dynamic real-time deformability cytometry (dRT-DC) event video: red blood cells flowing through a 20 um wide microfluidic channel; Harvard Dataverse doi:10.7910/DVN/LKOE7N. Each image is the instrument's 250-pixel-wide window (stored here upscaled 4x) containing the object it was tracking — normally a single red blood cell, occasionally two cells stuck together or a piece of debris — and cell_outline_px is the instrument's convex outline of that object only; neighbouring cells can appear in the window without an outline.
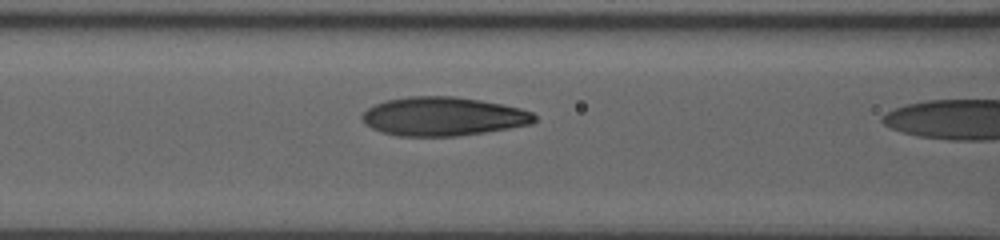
{"species": "human", "species_latin": "Homo sapiens", "temperature_condition": "room temperature", "stored_images_in_passage": 27, "camera_frame_rate_fps": 3000, "um_per_image_px": 0.085, "donor": {"sex": "male"}, "frame": {"image": 1, "passage_image": 23, "time_ms": 7.333, "image_size_px": [1000, 240], "cell_outline_px": [[536, 120], [532, 124], [484, 132], [456, 136], [400, 136], [380, 132], [364, 124], [360, 116], [368, 108], [384, 100], [408, 96], [452, 96], [480, 100], [520, 108], [532, 112], [536, 116]], "centroid_in_image_um": [37.63, 9.89], "position_along_channel_um": 129.0, "area_um2": 38.96}}